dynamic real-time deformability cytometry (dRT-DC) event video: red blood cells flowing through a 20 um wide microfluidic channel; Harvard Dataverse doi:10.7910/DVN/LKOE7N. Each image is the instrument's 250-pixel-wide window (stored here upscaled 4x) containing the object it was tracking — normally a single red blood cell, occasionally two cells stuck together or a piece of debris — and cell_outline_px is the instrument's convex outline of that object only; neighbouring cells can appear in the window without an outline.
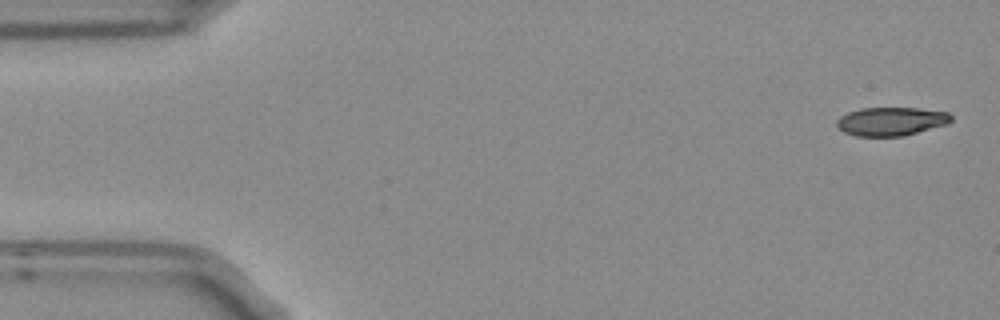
{"species": "Egyptian fruit bat (a non-hibernating species)", "species_latin": "Rousettus aegyptiacus", "temperature_condition": "room temperature", "stored_images_in_passage": 4, "camera_frame_rate_fps": 3000, "um_per_image_px": 0.085, "frame": {"image": 1, "passage_image": 1, "time_ms": 0.0, "image_size_px": [1000, 320], "cell_outline_px": [[952, 120], [948, 124], [904, 136], [856, 136], [844, 132], [836, 124], [836, 120], [840, 116], [848, 112], [860, 108], [916, 108], [948, 112], [952, 116]], "centroid_in_image_um": [75.75, 10.32], "position_along_channel_um": 9.2, "area_um2": 19.07}}
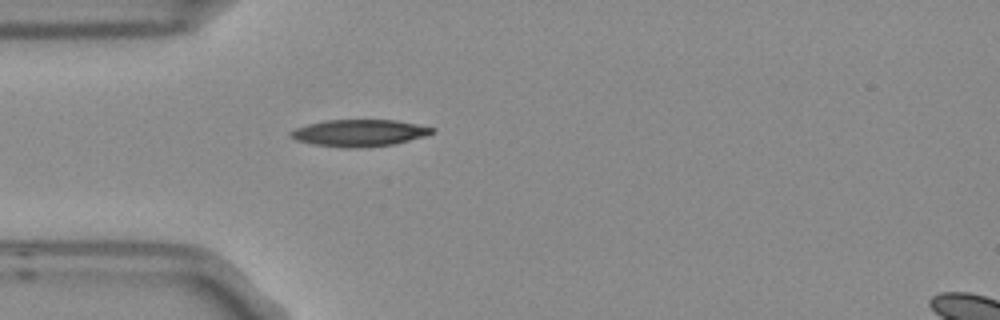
{"frame": {"image": 2, "passage_image": 4, "time_ms": 1.0, "image_size_px": [1000, 320], "cell_outline_px": [[436, 132], [424, 136], [392, 144], [356, 148], [344, 148], [312, 144], [296, 140], [288, 132], [296, 128], [308, 124], [324, 120], [396, 120], [436, 128]], "centroid_in_image_um": [30.53, 11.29], "position_along_channel_um": 54.5, "area_um2": 22.02}}